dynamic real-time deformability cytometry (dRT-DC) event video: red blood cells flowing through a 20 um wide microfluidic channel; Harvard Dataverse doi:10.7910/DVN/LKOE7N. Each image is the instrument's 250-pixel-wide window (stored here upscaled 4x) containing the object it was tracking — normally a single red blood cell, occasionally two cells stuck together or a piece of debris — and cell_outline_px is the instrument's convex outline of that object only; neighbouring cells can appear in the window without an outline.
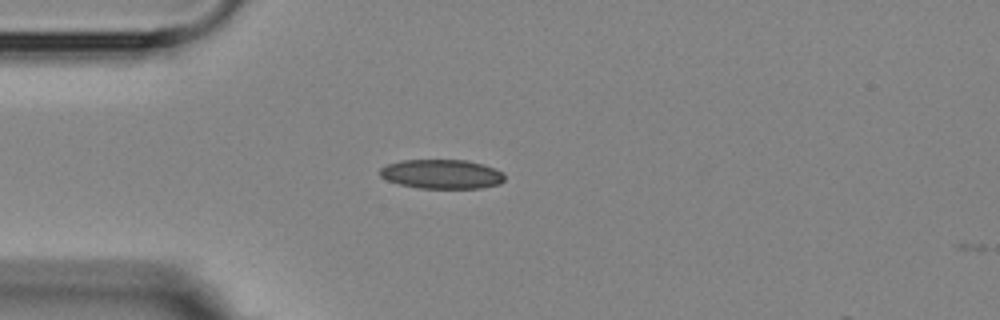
{"species": "Egyptian fruit bat (a non-hibernating species)", "species_latin": "Rousettus aegyptiacus", "temperature_condition": "room temperature", "stored_images_in_passage": 5, "camera_frame_rate_fps": 3000, "um_per_image_px": 0.085, "animal": {"sex": "female"}, "frame": {"image": 1, "passage_image": 4, "time_ms": 3.333, "image_size_px": [1000, 320], "cell_outline_px": [[504, 180], [500, 184], [480, 188], [420, 188], [400, 184], [388, 180], [380, 176], [380, 168], [388, 164], [400, 160], [468, 160], [484, 164], [504, 172]], "centroid_in_image_um": [37.58, 14.79], "position_along_channel_um": 47.4, "area_um2": 21.33}}